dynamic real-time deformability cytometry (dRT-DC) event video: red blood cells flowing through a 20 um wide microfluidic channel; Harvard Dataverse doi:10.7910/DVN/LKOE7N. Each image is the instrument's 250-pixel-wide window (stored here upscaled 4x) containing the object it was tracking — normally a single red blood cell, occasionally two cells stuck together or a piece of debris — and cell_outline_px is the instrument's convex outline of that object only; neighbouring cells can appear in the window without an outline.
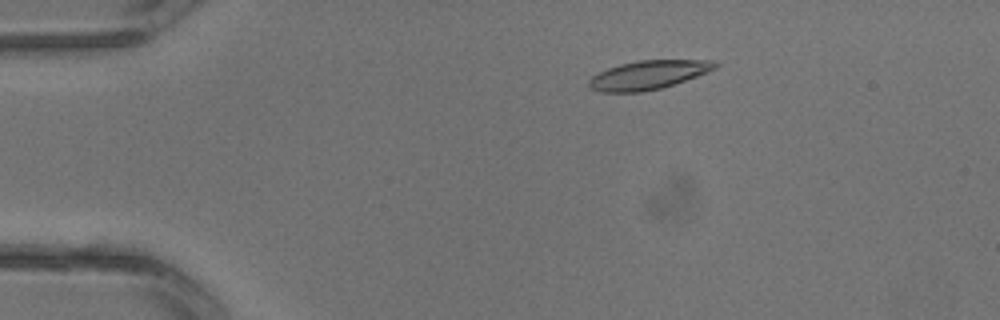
{"species": "common noctule bat (a hibernating species)", "species_latin": "Nyctalus noctula", "temperature_condition": "warm", "stored_images_in_passage": 3, "camera_frame_rate_fps": 3000, "um_per_image_px": 0.085, "animal": {"sex": "male", "body_mass_g": 13.3}, "frame": {"image": 1, "passage_image": 2, "time_ms": 0.333, "image_size_px": [1000, 320], "cell_outline_px": [[720, 64], [716, 68], [696, 76], [660, 88], [644, 92], [600, 92], [592, 88], [588, 84], [588, 80], [592, 76], [608, 68], [620, 64], [640, 60], [716, 60]], "centroid_in_image_um": [55.11, 6.36], "position_along_channel_um": 29.9, "area_um2": 20.98}}